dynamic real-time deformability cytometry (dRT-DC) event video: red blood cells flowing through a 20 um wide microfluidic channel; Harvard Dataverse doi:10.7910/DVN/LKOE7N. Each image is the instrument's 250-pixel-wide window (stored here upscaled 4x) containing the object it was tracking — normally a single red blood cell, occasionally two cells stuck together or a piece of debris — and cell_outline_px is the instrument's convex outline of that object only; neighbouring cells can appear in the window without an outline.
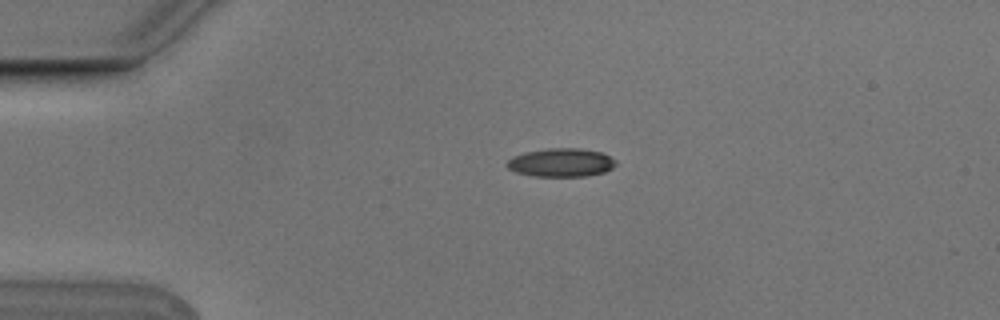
{"species": "Egyptian fruit bat (a non-hibernating species)", "species_latin": "Rousettus aegyptiacus", "temperature_condition": "cold", "stored_images_in_passage": 3, "camera_frame_rate_fps": 3000, "um_per_image_px": 0.085, "animal": {"sex": "male"}, "frame": {"image": 1, "passage_image": 3, "time_ms": 0.667, "image_size_px": [1000, 320], "cell_outline_px": [[616, 164], [612, 168], [604, 172], [584, 176], [532, 176], [516, 172], [508, 168], [504, 164], [512, 156], [524, 152], [544, 148], [580, 148], [600, 152], [616, 160]], "centroid_in_image_um": [47.65, 13.81], "position_along_channel_um": 37.4, "area_um2": 18.15}}